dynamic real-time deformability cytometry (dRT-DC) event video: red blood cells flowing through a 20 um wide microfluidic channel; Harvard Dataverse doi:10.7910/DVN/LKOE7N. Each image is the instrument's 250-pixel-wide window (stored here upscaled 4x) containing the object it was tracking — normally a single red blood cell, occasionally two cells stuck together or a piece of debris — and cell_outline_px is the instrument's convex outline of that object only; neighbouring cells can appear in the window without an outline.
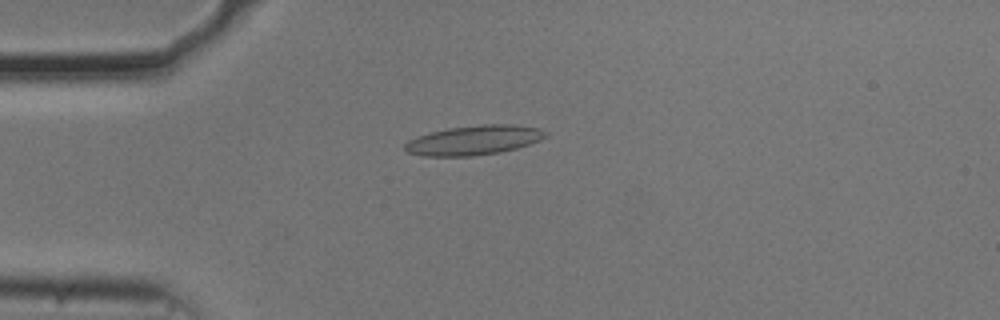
{"species": "common noctule bat (a hibernating species)", "species_latin": "Nyctalus noctula", "temperature_condition": "cold", "stored_images_in_passage": 45, "camera_frame_rate_fps": 3000, "um_per_image_px": 0.085, "animal": {"sex": "male", "body_mass_g": 20.5, "forearm_length_mm": 52.5}, "frame": {"image": 1, "passage_image": 4, "time_ms": 1.0, "image_size_px": [1000, 320], "cell_outline_px": [[548, 136], [540, 140], [516, 148], [500, 152], [472, 156], [420, 156], [408, 152], [404, 148], [404, 144], [408, 140], [416, 136], [448, 128], [484, 124], [516, 124], [540, 128], [548, 132]], "centroid_in_image_um": [40.29, 11.91], "position_along_channel_um": 44.7, "area_um2": 24.33}}
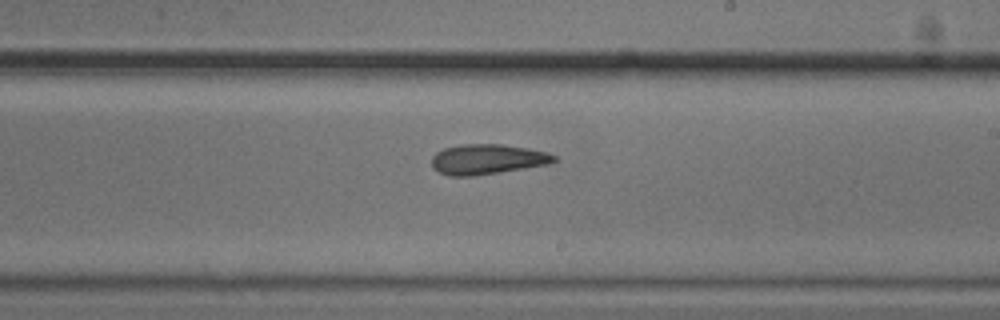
{"frame": {"image": 2, "passage_image": 22, "time_ms": 7.0, "image_size_px": [1000, 320], "cell_outline_px": [[556, 160], [552, 164], [500, 172], [472, 176], [448, 176], [432, 168], [432, 156], [436, 152], [444, 148], [460, 144], [500, 144], [528, 148], [548, 152], [556, 156]], "centroid_in_image_um": [41.43, 13.54], "position_along_channel_um": 247.6, "area_um2": 21.68}}
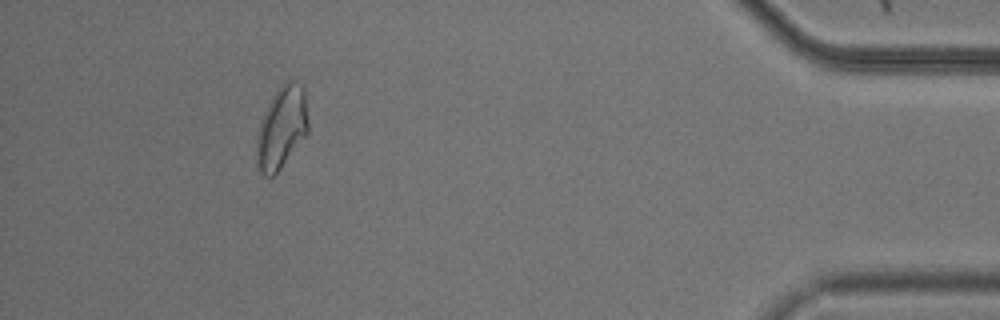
{"frame": {"image": 3, "passage_image": 40, "time_ms": 13.0, "image_size_px": [1000, 320], "cell_outline_px": [[308, 132], [280, 168], [272, 176], [264, 176], [256, 168], [256, 136], [260, 120], [276, 88], [280, 84], [288, 80], [292, 80], [300, 84], [304, 88], [308, 120]], "centroid_in_image_um": [23.91, 10.83], "position_along_channel_um": 411.3, "area_um2": 24.91}, "authors_computed_cell_mechanics": {"area_um2": 22.1952, "velocity_mm_per_s": 3.6852, "shape_relaxation_time_tau1_ms": null, "shape_relaxation_time_tau2_ms": 4.5476, "deformation_change_tau1": null, "deformation_change_tau2": 0.136}}